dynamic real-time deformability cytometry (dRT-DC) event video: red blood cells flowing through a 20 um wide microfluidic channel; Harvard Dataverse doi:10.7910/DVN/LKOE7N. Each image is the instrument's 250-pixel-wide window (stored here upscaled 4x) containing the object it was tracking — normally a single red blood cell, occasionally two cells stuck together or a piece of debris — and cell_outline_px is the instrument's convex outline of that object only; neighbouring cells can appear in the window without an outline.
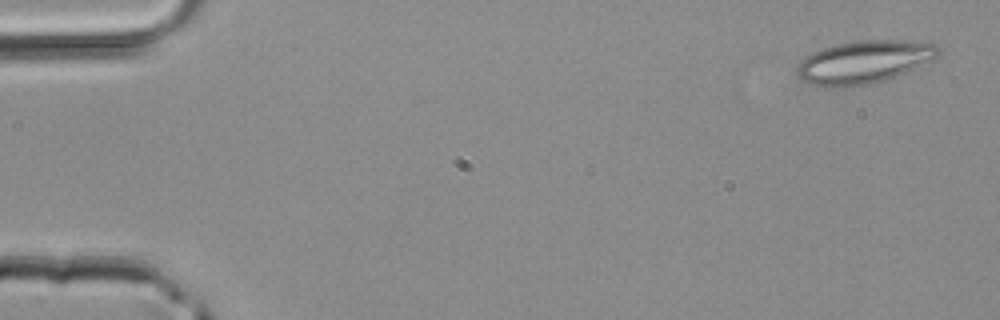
{"species": "common noctule bat (a hibernating species)", "species_latin": "Nyctalus noctula", "temperature_condition": "room temperature", "stored_images_in_passage": 43, "camera_frame_rate_fps": 3000, "um_per_image_px": 0.085, "animal": {"sex": "male", "body_mass_g": 20.4}, "frame": {"image": 1, "passage_image": 2, "time_ms": 0.333, "image_size_px": [1000, 320], "cell_outline_px": [[940, 52], [932, 60], [920, 68], [892, 80], [852, 88], [824, 88], [808, 84], [800, 80], [796, 76], [796, 68], [800, 60], [824, 48], [836, 44], [860, 40], [912, 40], [936, 44], [940, 48]], "centroid_in_image_um": [73.47, 5.32], "position_along_channel_um": 11.5, "area_um2": 36.65}}
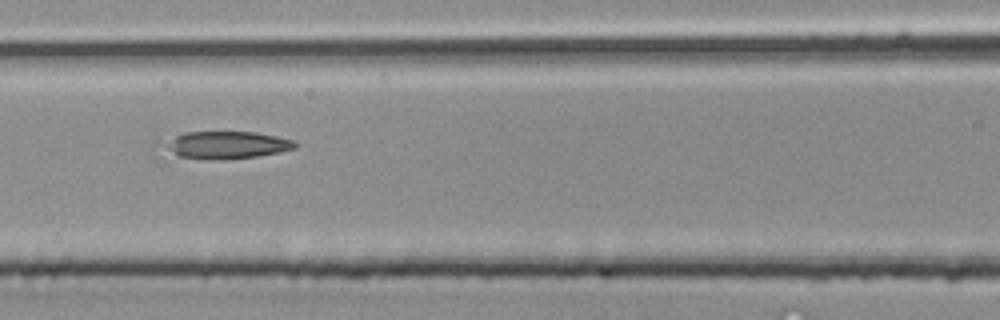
{"frame": {"image": 2, "passage_image": 19, "time_ms": 6.0, "image_size_px": [1000, 320], "cell_outline_px": [[300, 144], [296, 148], [280, 152], [256, 156], [220, 160], [156, 160], [152, 148], [156, 140], [184, 132], [256, 132], [276, 136], [292, 140]], "centroid_in_image_um": [18.63, 12.39], "position_along_channel_um": 148.0, "area_um2": 23.93}}
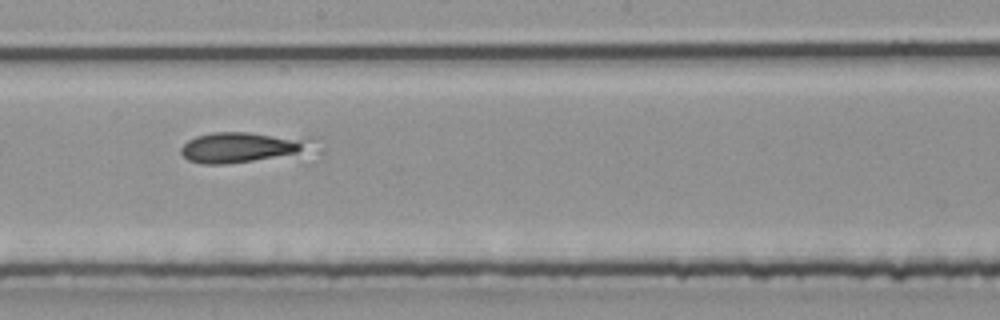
{"frame": {"image": 3, "passage_image": 24, "time_ms": 7.667, "image_size_px": [1000, 320], "cell_outline_px": [[324, 152], [224, 164], [200, 164], [188, 160], [180, 152], [180, 148], [188, 140], [196, 136], [212, 132], [248, 132], [320, 136], [324, 148]], "centroid_in_image_um": [21.05, 12.49], "position_along_channel_um": 227.1, "area_um2": 25.72}}